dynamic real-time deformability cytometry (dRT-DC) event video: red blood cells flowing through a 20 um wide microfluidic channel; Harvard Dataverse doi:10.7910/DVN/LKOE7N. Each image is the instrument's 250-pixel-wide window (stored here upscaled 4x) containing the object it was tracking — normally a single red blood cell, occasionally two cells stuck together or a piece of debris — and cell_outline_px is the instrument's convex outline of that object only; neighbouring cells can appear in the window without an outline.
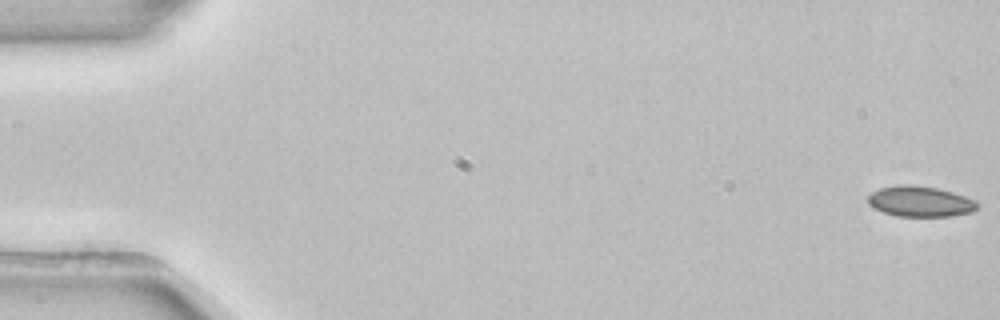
{"species": "common noctule bat (a hibernating species)", "species_latin": "Nyctalus noctula", "temperature_condition": "room temperature", "stored_images_in_passage": 54, "camera_frame_rate_fps": 3000, "um_per_image_px": 0.085, "animal": {"sex": "female", "body_mass_g": 22.7, "forearm_length_mm": 54.2}, "frame": {"image": 1, "passage_image": 1, "time_ms": 0.0, "image_size_px": [1000, 320], "cell_outline_px": [[980, 204], [972, 212], [952, 216], [896, 216], [872, 208], [868, 204], [868, 196], [872, 192], [880, 188], [900, 184], [912, 184], [936, 188], [952, 192], [976, 200]], "centroid_in_image_um": [78.21, 17.12], "position_along_channel_um": 6.8, "area_um2": 19.59}}
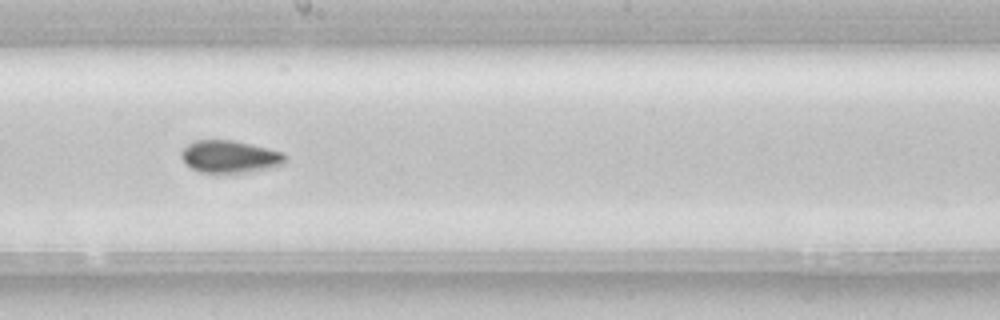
{"frame": {"image": 2, "passage_image": 30, "time_ms": 9.667, "image_size_px": [1000, 320], "cell_outline_px": [[288, 160], [284, 164], [268, 168], [244, 172], [200, 172], [184, 164], [180, 156], [180, 152], [192, 140], [232, 140], [268, 148], [284, 152], [288, 156]], "centroid_in_image_um": [19.54, 13.3], "position_along_channel_um": 228.7, "area_um2": 19.71}}
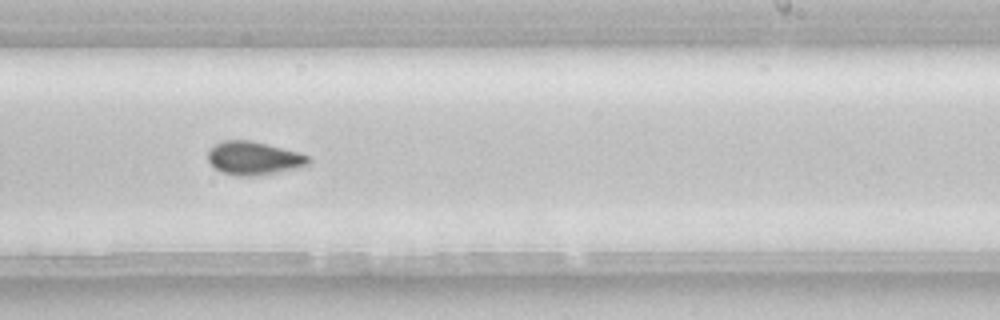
{"frame": {"image": 3, "passage_image": 33, "time_ms": 10.667, "image_size_px": [1000, 320], "cell_outline_px": [[312, 160], [308, 164], [296, 168], [256, 176], [236, 176], [220, 172], [208, 160], [208, 148], [212, 144], [224, 140], [252, 140], [300, 152], [308, 156]], "centroid_in_image_um": [21.54, 13.43], "position_along_channel_um": 267.5, "area_um2": 19.77}, "authors_computed_cell_mechanics": {"area_um2": 19.5942, "velocity_mm_per_s": 3.902, "shape_relaxation_time_tau1_ms": 7.5619, "shape_relaxation_time_tau2_ms": 5.3697, "deformation_change_tau1": 0.1332, "deformation_change_tau2": 0.057}}